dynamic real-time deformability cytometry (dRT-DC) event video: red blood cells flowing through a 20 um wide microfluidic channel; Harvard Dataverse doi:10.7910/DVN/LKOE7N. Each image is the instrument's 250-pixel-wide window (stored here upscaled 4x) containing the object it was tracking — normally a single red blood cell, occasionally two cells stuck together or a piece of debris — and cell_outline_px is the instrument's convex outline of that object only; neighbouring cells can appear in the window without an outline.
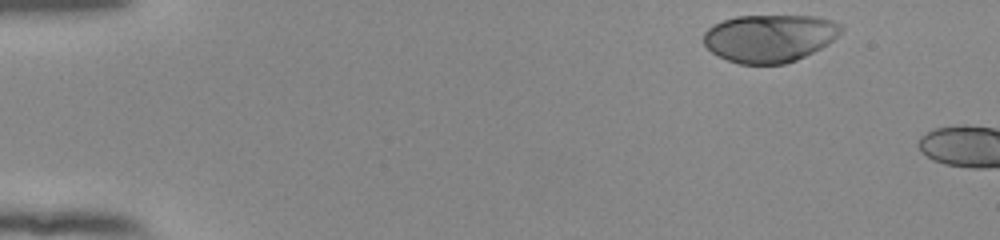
{"species": "human", "species_latin": "Homo sapiens", "temperature_condition": "room temperature", "stored_images_in_passage": 4, "camera_frame_rate_fps": 3000, "um_per_image_px": 0.085, "donor": {"sex": "female"}, "frame": {"image": 1, "passage_image": 1, "time_ms": 0.0, "image_size_px": [1000, 240], "cell_outline_px": [[844, 28], [828, 44], [796, 60], [784, 64], [740, 64], [728, 60], [712, 52], [704, 44], [704, 32], [712, 24], [736, 16], [816, 16], [832, 20], [844, 24]], "centroid_in_image_um": [65.43, 3.23], "position_along_channel_um": 19.6, "area_um2": 38.21}}